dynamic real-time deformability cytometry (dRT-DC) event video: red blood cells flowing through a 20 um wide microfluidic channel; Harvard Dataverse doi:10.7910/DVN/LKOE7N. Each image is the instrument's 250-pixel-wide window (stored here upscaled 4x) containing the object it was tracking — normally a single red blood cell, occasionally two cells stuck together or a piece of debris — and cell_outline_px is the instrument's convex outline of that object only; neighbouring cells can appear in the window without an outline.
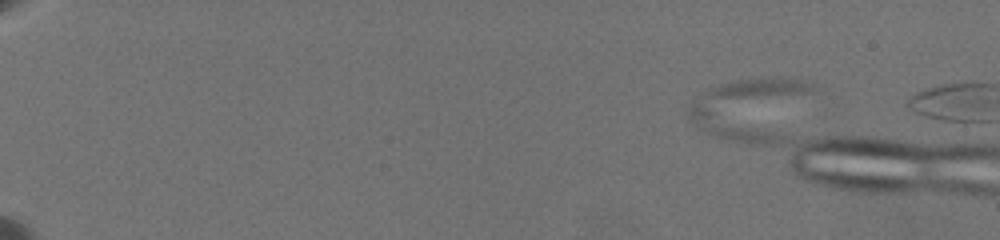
{"species": "common noctule bat (a hibernating species)", "species_latin": "Nyctalus noctula", "temperature_condition": "warm", "stored_images_in_passage": 3, "camera_frame_rate_fps": 3000, "um_per_image_px": 0.085, "animal": {"sex": "female", "body_mass_g": 19.5, "forearm_length_mm": 54.1}, "frame": {"image": 1, "passage_image": 1, "time_ms": 0.0, "image_size_px": [1000, 240], "cell_outline_px": [[808, 88], [800, 92], [704, 116], [692, 116], [688, 108], [704, 92], [712, 88], [724, 84], [740, 80], [760, 76], [772, 76], [796, 80], [804, 84]], "centroid_in_image_um": [63.23, 8.0], "position_along_channel_um": 21.8, "area_um2": 18.32}}